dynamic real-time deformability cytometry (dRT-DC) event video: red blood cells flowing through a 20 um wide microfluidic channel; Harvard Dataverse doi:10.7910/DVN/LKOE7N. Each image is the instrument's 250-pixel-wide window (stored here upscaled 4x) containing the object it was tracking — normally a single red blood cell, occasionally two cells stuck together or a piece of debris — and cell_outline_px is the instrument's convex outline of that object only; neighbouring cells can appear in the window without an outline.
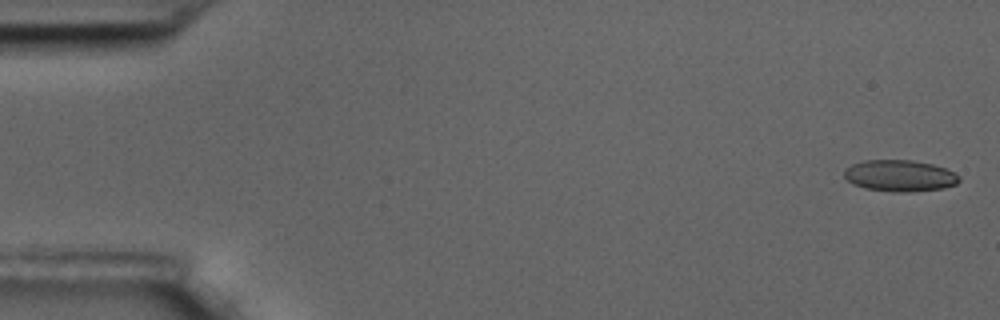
{"species": "common noctule bat (a hibernating species)", "species_latin": "Nyctalus noctula", "temperature_condition": "room temperature", "stored_images_in_passage": 57, "camera_frame_rate_fps": 3000, "um_per_image_px": 0.085, "animal": {"sex": "male", "body_mass_g": 17.5, "forearm_length_mm": 52.3}, "frame": {"image": 1, "passage_image": 1, "time_ms": 0.0, "image_size_px": [1000, 320], "cell_outline_px": [[960, 180], [956, 184], [944, 188], [908, 192], [892, 192], [864, 188], [852, 184], [844, 176], [844, 168], [852, 164], [864, 160], [912, 160], [932, 164], [944, 168], [960, 176]], "centroid_in_image_um": [76.45, 14.94], "position_along_channel_um": 8.5, "area_um2": 21.15}}
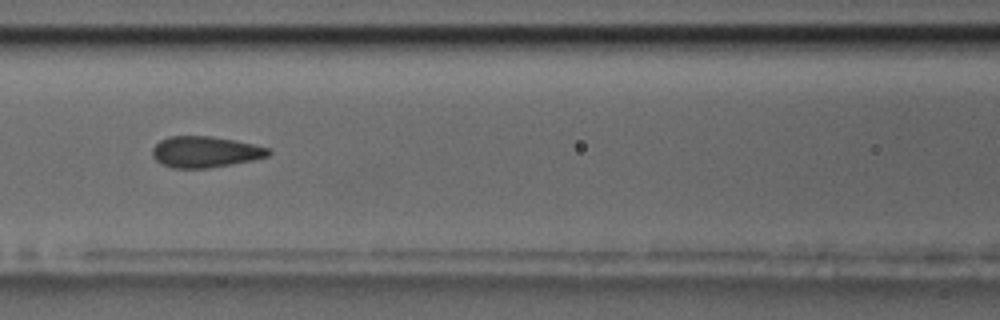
{"frame": {"image": 2, "passage_image": 25, "time_ms": 8.0, "image_size_px": [1000, 320], "cell_outline_px": [[272, 152], [268, 156], [252, 160], [232, 164], [208, 168], [172, 168], [156, 160], [152, 156], [152, 148], [160, 140], [168, 136], [212, 136], [236, 140], [268, 148]], "centroid_in_image_um": [17.43, 12.9], "position_along_channel_um": 149.2, "area_um2": 21.04}}
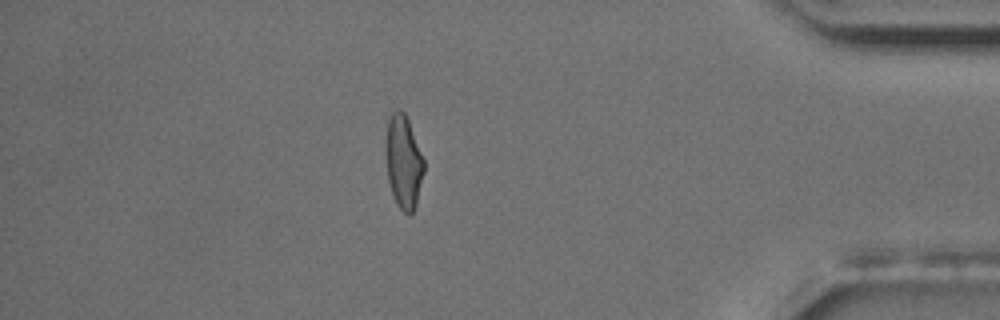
{"frame": {"image": 3, "passage_image": 50, "time_ms": 16.333, "image_size_px": [1000, 320], "cell_outline_px": [[424, 172], [416, 208], [408, 216], [396, 204], [388, 180], [384, 152], [384, 140], [388, 120], [392, 112], [396, 108], [400, 108], [404, 112], [408, 120], [424, 160]], "centroid_in_image_um": [34.27, 13.75], "position_along_channel_um": 400.9, "area_um2": 21.21}, "authors_computed_cell_mechanics": {"area_um2": 21.2126, "velocity_mm_per_s": 3.4867, "shape_relaxation_time_tau1_ms": null, "shape_relaxation_time_tau2_ms": 1.033, "deformation_change_tau1": null, "deformation_change_tau2": 0.0599}}